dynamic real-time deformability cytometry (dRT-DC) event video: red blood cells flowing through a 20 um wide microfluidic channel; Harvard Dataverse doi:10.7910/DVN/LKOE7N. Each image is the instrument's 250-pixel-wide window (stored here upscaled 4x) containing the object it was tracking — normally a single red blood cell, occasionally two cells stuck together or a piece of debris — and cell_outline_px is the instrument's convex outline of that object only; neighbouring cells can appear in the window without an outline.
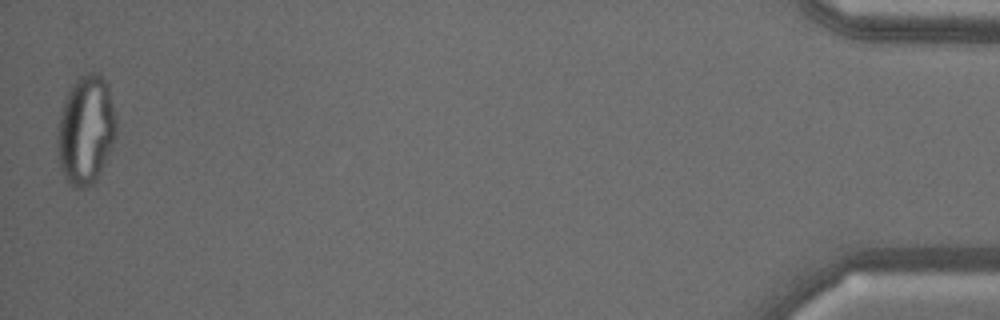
{"species": "common noctule bat (a hibernating species)", "species_latin": "Nyctalus noctula", "temperature_condition": "warm", "stored_images_in_passage": 54, "camera_frame_rate_fps": 3000, "um_per_image_px": 0.085, "animal": {"sex": "male", "body_mass_g": 18.8}, "frame": {"image": 1, "passage_image": 54, "time_ms": 17.667, "image_size_px": [1000, 320], "cell_outline_px": [[116, 136], [100, 172], [96, 180], [92, 184], [84, 188], [76, 188], [68, 184], [60, 168], [56, 144], [56, 128], [60, 112], [64, 100], [72, 84], [84, 72], [96, 72], [104, 76], [108, 84], [116, 120]], "centroid_in_image_um": [7.27, 11.03], "position_along_channel_um": 427.9, "area_um2": 37.86}}